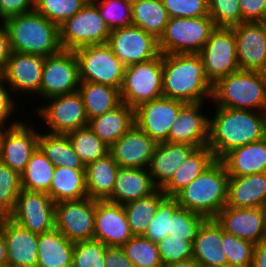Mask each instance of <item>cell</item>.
Returning a JSON list of instances; mask_svg holds the SVG:
<instances>
[{
	"label": "cell",
	"instance_id": "6da1fadb",
	"mask_svg": "<svg viewBox=\"0 0 266 267\" xmlns=\"http://www.w3.org/2000/svg\"><path fill=\"white\" fill-rule=\"evenodd\" d=\"M215 109V115L209 118L207 146L213 151L216 159H222L237 147L266 137V112L218 106H215Z\"/></svg>",
	"mask_w": 266,
	"mask_h": 267
},
{
	"label": "cell",
	"instance_id": "7a4b0ae2",
	"mask_svg": "<svg viewBox=\"0 0 266 267\" xmlns=\"http://www.w3.org/2000/svg\"><path fill=\"white\" fill-rule=\"evenodd\" d=\"M162 73L163 97L184 103L211 100L213 84L199 54H162Z\"/></svg>",
	"mask_w": 266,
	"mask_h": 267
},
{
	"label": "cell",
	"instance_id": "3957f363",
	"mask_svg": "<svg viewBox=\"0 0 266 267\" xmlns=\"http://www.w3.org/2000/svg\"><path fill=\"white\" fill-rule=\"evenodd\" d=\"M11 51L42 57L59 53V26L47 20L35 9L4 21Z\"/></svg>",
	"mask_w": 266,
	"mask_h": 267
},
{
	"label": "cell",
	"instance_id": "277c9868",
	"mask_svg": "<svg viewBox=\"0 0 266 267\" xmlns=\"http://www.w3.org/2000/svg\"><path fill=\"white\" fill-rule=\"evenodd\" d=\"M229 175L221 159H216L175 198L180 207L214 219L227 205Z\"/></svg>",
	"mask_w": 266,
	"mask_h": 267
},
{
	"label": "cell",
	"instance_id": "5b68a950",
	"mask_svg": "<svg viewBox=\"0 0 266 267\" xmlns=\"http://www.w3.org/2000/svg\"><path fill=\"white\" fill-rule=\"evenodd\" d=\"M211 99L218 107L266 112V89L256 71L238 70L219 78Z\"/></svg>",
	"mask_w": 266,
	"mask_h": 267
},
{
	"label": "cell",
	"instance_id": "8992f818",
	"mask_svg": "<svg viewBox=\"0 0 266 267\" xmlns=\"http://www.w3.org/2000/svg\"><path fill=\"white\" fill-rule=\"evenodd\" d=\"M209 16L170 18L158 39L161 54H198L215 29Z\"/></svg>",
	"mask_w": 266,
	"mask_h": 267
},
{
	"label": "cell",
	"instance_id": "52a82bcc",
	"mask_svg": "<svg viewBox=\"0 0 266 267\" xmlns=\"http://www.w3.org/2000/svg\"><path fill=\"white\" fill-rule=\"evenodd\" d=\"M110 32L98 7L88 1L59 26V41L62 50L74 51L83 46L107 44Z\"/></svg>",
	"mask_w": 266,
	"mask_h": 267
},
{
	"label": "cell",
	"instance_id": "ba28073f",
	"mask_svg": "<svg viewBox=\"0 0 266 267\" xmlns=\"http://www.w3.org/2000/svg\"><path fill=\"white\" fill-rule=\"evenodd\" d=\"M120 96L123 103L134 109L144 102L162 97V54L152 60L126 66Z\"/></svg>",
	"mask_w": 266,
	"mask_h": 267
},
{
	"label": "cell",
	"instance_id": "9c48e42d",
	"mask_svg": "<svg viewBox=\"0 0 266 267\" xmlns=\"http://www.w3.org/2000/svg\"><path fill=\"white\" fill-rule=\"evenodd\" d=\"M80 81H89L121 89L125 65L107 44L88 45L74 50Z\"/></svg>",
	"mask_w": 266,
	"mask_h": 267
},
{
	"label": "cell",
	"instance_id": "30bf717a",
	"mask_svg": "<svg viewBox=\"0 0 266 267\" xmlns=\"http://www.w3.org/2000/svg\"><path fill=\"white\" fill-rule=\"evenodd\" d=\"M80 85L79 66L76 54L71 50L47 56L42 69L39 96L47 100L78 91Z\"/></svg>",
	"mask_w": 266,
	"mask_h": 267
},
{
	"label": "cell",
	"instance_id": "8fae6325",
	"mask_svg": "<svg viewBox=\"0 0 266 267\" xmlns=\"http://www.w3.org/2000/svg\"><path fill=\"white\" fill-rule=\"evenodd\" d=\"M205 74L214 84L219 78L240 70L236 54V41L231 28L216 27L198 53Z\"/></svg>",
	"mask_w": 266,
	"mask_h": 267
},
{
	"label": "cell",
	"instance_id": "7c38bea8",
	"mask_svg": "<svg viewBox=\"0 0 266 267\" xmlns=\"http://www.w3.org/2000/svg\"><path fill=\"white\" fill-rule=\"evenodd\" d=\"M35 110L38 117L48 125V133L67 134L71 131L88 126L85 107L81 94L77 91L70 94L47 99ZM48 104V105H47Z\"/></svg>",
	"mask_w": 266,
	"mask_h": 267
},
{
	"label": "cell",
	"instance_id": "4fadbf2b",
	"mask_svg": "<svg viewBox=\"0 0 266 267\" xmlns=\"http://www.w3.org/2000/svg\"><path fill=\"white\" fill-rule=\"evenodd\" d=\"M96 199L59 201L55 204V228L69 241L79 242L94 238Z\"/></svg>",
	"mask_w": 266,
	"mask_h": 267
},
{
	"label": "cell",
	"instance_id": "5bb4252c",
	"mask_svg": "<svg viewBox=\"0 0 266 267\" xmlns=\"http://www.w3.org/2000/svg\"><path fill=\"white\" fill-rule=\"evenodd\" d=\"M107 45L125 66L146 62L161 54L158 39L133 25L111 30Z\"/></svg>",
	"mask_w": 266,
	"mask_h": 267
},
{
	"label": "cell",
	"instance_id": "9a60e30c",
	"mask_svg": "<svg viewBox=\"0 0 266 267\" xmlns=\"http://www.w3.org/2000/svg\"><path fill=\"white\" fill-rule=\"evenodd\" d=\"M55 204L46 192L22 189L8 217L30 232L41 234L55 228Z\"/></svg>",
	"mask_w": 266,
	"mask_h": 267
},
{
	"label": "cell",
	"instance_id": "2e32d148",
	"mask_svg": "<svg viewBox=\"0 0 266 267\" xmlns=\"http://www.w3.org/2000/svg\"><path fill=\"white\" fill-rule=\"evenodd\" d=\"M185 104L163 96L144 102L134 109V122L157 143L166 142L170 128Z\"/></svg>",
	"mask_w": 266,
	"mask_h": 267
},
{
	"label": "cell",
	"instance_id": "e0dca14e",
	"mask_svg": "<svg viewBox=\"0 0 266 267\" xmlns=\"http://www.w3.org/2000/svg\"><path fill=\"white\" fill-rule=\"evenodd\" d=\"M27 124L20 121L15 126L3 128L0 139V161L20 175L38 147L39 131Z\"/></svg>",
	"mask_w": 266,
	"mask_h": 267
},
{
	"label": "cell",
	"instance_id": "ac0fdd59",
	"mask_svg": "<svg viewBox=\"0 0 266 267\" xmlns=\"http://www.w3.org/2000/svg\"><path fill=\"white\" fill-rule=\"evenodd\" d=\"M223 231L253 244L266 240L265 208L225 206L214 218Z\"/></svg>",
	"mask_w": 266,
	"mask_h": 267
},
{
	"label": "cell",
	"instance_id": "d6986e66",
	"mask_svg": "<svg viewBox=\"0 0 266 267\" xmlns=\"http://www.w3.org/2000/svg\"><path fill=\"white\" fill-rule=\"evenodd\" d=\"M230 28L240 70L258 72L266 63V28L261 22H242Z\"/></svg>",
	"mask_w": 266,
	"mask_h": 267
},
{
	"label": "cell",
	"instance_id": "ffe728a7",
	"mask_svg": "<svg viewBox=\"0 0 266 267\" xmlns=\"http://www.w3.org/2000/svg\"><path fill=\"white\" fill-rule=\"evenodd\" d=\"M44 59L38 55L11 52L3 68V78L13 93L39 96Z\"/></svg>",
	"mask_w": 266,
	"mask_h": 267
},
{
	"label": "cell",
	"instance_id": "44dd1931",
	"mask_svg": "<svg viewBox=\"0 0 266 267\" xmlns=\"http://www.w3.org/2000/svg\"><path fill=\"white\" fill-rule=\"evenodd\" d=\"M157 144L134 124L109 147V153L121 168H147Z\"/></svg>",
	"mask_w": 266,
	"mask_h": 267
},
{
	"label": "cell",
	"instance_id": "7402d4cb",
	"mask_svg": "<svg viewBox=\"0 0 266 267\" xmlns=\"http://www.w3.org/2000/svg\"><path fill=\"white\" fill-rule=\"evenodd\" d=\"M133 236L122 204L96 200L93 239L106 246L122 247Z\"/></svg>",
	"mask_w": 266,
	"mask_h": 267
},
{
	"label": "cell",
	"instance_id": "603a6c76",
	"mask_svg": "<svg viewBox=\"0 0 266 267\" xmlns=\"http://www.w3.org/2000/svg\"><path fill=\"white\" fill-rule=\"evenodd\" d=\"M203 102L186 103L169 131L170 143L207 146L209 140V116L202 113Z\"/></svg>",
	"mask_w": 266,
	"mask_h": 267
},
{
	"label": "cell",
	"instance_id": "cb8c5ba5",
	"mask_svg": "<svg viewBox=\"0 0 266 267\" xmlns=\"http://www.w3.org/2000/svg\"><path fill=\"white\" fill-rule=\"evenodd\" d=\"M0 231L7 245V265L36 267L38 261V234L16 224L9 217L1 223Z\"/></svg>",
	"mask_w": 266,
	"mask_h": 267
},
{
	"label": "cell",
	"instance_id": "d4e9b609",
	"mask_svg": "<svg viewBox=\"0 0 266 267\" xmlns=\"http://www.w3.org/2000/svg\"><path fill=\"white\" fill-rule=\"evenodd\" d=\"M196 148L188 144L158 143L147 167L155 186L161 189Z\"/></svg>",
	"mask_w": 266,
	"mask_h": 267
},
{
	"label": "cell",
	"instance_id": "484cf974",
	"mask_svg": "<svg viewBox=\"0 0 266 267\" xmlns=\"http://www.w3.org/2000/svg\"><path fill=\"white\" fill-rule=\"evenodd\" d=\"M266 173L229 176L227 205L233 208H265Z\"/></svg>",
	"mask_w": 266,
	"mask_h": 267
},
{
	"label": "cell",
	"instance_id": "4316f807",
	"mask_svg": "<svg viewBox=\"0 0 266 267\" xmlns=\"http://www.w3.org/2000/svg\"><path fill=\"white\" fill-rule=\"evenodd\" d=\"M157 187L147 168H118L112 195L107 201L126 204L153 193Z\"/></svg>",
	"mask_w": 266,
	"mask_h": 267
},
{
	"label": "cell",
	"instance_id": "83f0119b",
	"mask_svg": "<svg viewBox=\"0 0 266 267\" xmlns=\"http://www.w3.org/2000/svg\"><path fill=\"white\" fill-rule=\"evenodd\" d=\"M222 247V227L215 219H206L193 241L192 258L202 267L228 264Z\"/></svg>",
	"mask_w": 266,
	"mask_h": 267
},
{
	"label": "cell",
	"instance_id": "f1b7e54d",
	"mask_svg": "<svg viewBox=\"0 0 266 267\" xmlns=\"http://www.w3.org/2000/svg\"><path fill=\"white\" fill-rule=\"evenodd\" d=\"M221 160L229 176L266 173V137L231 150Z\"/></svg>",
	"mask_w": 266,
	"mask_h": 267
},
{
	"label": "cell",
	"instance_id": "f546056e",
	"mask_svg": "<svg viewBox=\"0 0 266 267\" xmlns=\"http://www.w3.org/2000/svg\"><path fill=\"white\" fill-rule=\"evenodd\" d=\"M119 165L110 153L85 166L88 197L107 200L113 193Z\"/></svg>",
	"mask_w": 266,
	"mask_h": 267
},
{
	"label": "cell",
	"instance_id": "4dcf8cb0",
	"mask_svg": "<svg viewBox=\"0 0 266 267\" xmlns=\"http://www.w3.org/2000/svg\"><path fill=\"white\" fill-rule=\"evenodd\" d=\"M74 242L54 228L38 234L36 267H72Z\"/></svg>",
	"mask_w": 266,
	"mask_h": 267
},
{
	"label": "cell",
	"instance_id": "1f68e13d",
	"mask_svg": "<svg viewBox=\"0 0 266 267\" xmlns=\"http://www.w3.org/2000/svg\"><path fill=\"white\" fill-rule=\"evenodd\" d=\"M134 124V108L122 102L113 110L90 119L88 126L110 147Z\"/></svg>",
	"mask_w": 266,
	"mask_h": 267
},
{
	"label": "cell",
	"instance_id": "d6a6232c",
	"mask_svg": "<svg viewBox=\"0 0 266 267\" xmlns=\"http://www.w3.org/2000/svg\"><path fill=\"white\" fill-rule=\"evenodd\" d=\"M215 160L213 151L208 146L196 148L161 190L166 196L175 197Z\"/></svg>",
	"mask_w": 266,
	"mask_h": 267
},
{
	"label": "cell",
	"instance_id": "836d02e7",
	"mask_svg": "<svg viewBox=\"0 0 266 267\" xmlns=\"http://www.w3.org/2000/svg\"><path fill=\"white\" fill-rule=\"evenodd\" d=\"M81 94L88 120L113 110L122 103L120 89L89 81H80Z\"/></svg>",
	"mask_w": 266,
	"mask_h": 267
},
{
	"label": "cell",
	"instance_id": "e575fe53",
	"mask_svg": "<svg viewBox=\"0 0 266 267\" xmlns=\"http://www.w3.org/2000/svg\"><path fill=\"white\" fill-rule=\"evenodd\" d=\"M46 193L55 203L88 197L85 169L55 167L50 188Z\"/></svg>",
	"mask_w": 266,
	"mask_h": 267
},
{
	"label": "cell",
	"instance_id": "d590c367",
	"mask_svg": "<svg viewBox=\"0 0 266 267\" xmlns=\"http://www.w3.org/2000/svg\"><path fill=\"white\" fill-rule=\"evenodd\" d=\"M38 147L55 167L85 169V165L74 151L67 134L41 133L40 131Z\"/></svg>",
	"mask_w": 266,
	"mask_h": 267
},
{
	"label": "cell",
	"instance_id": "8d00e7d4",
	"mask_svg": "<svg viewBox=\"0 0 266 267\" xmlns=\"http://www.w3.org/2000/svg\"><path fill=\"white\" fill-rule=\"evenodd\" d=\"M170 19L162 0H132V25L157 39Z\"/></svg>",
	"mask_w": 266,
	"mask_h": 267
},
{
	"label": "cell",
	"instance_id": "74e56055",
	"mask_svg": "<svg viewBox=\"0 0 266 267\" xmlns=\"http://www.w3.org/2000/svg\"><path fill=\"white\" fill-rule=\"evenodd\" d=\"M165 197V193L157 188L153 193L123 205L130 231L134 236L143 235L152 222L159 203Z\"/></svg>",
	"mask_w": 266,
	"mask_h": 267
},
{
	"label": "cell",
	"instance_id": "f35d334b",
	"mask_svg": "<svg viewBox=\"0 0 266 267\" xmlns=\"http://www.w3.org/2000/svg\"><path fill=\"white\" fill-rule=\"evenodd\" d=\"M54 171L55 166L37 147L21 174L22 189L47 192L50 188Z\"/></svg>",
	"mask_w": 266,
	"mask_h": 267
},
{
	"label": "cell",
	"instance_id": "ab89813d",
	"mask_svg": "<svg viewBox=\"0 0 266 267\" xmlns=\"http://www.w3.org/2000/svg\"><path fill=\"white\" fill-rule=\"evenodd\" d=\"M67 136L85 166L109 153V146L89 126L71 131Z\"/></svg>",
	"mask_w": 266,
	"mask_h": 267
},
{
	"label": "cell",
	"instance_id": "60d3db41",
	"mask_svg": "<svg viewBox=\"0 0 266 267\" xmlns=\"http://www.w3.org/2000/svg\"><path fill=\"white\" fill-rule=\"evenodd\" d=\"M122 248L135 267H163L157 243L142 235L133 236Z\"/></svg>",
	"mask_w": 266,
	"mask_h": 267
},
{
	"label": "cell",
	"instance_id": "b9f144b4",
	"mask_svg": "<svg viewBox=\"0 0 266 267\" xmlns=\"http://www.w3.org/2000/svg\"><path fill=\"white\" fill-rule=\"evenodd\" d=\"M87 2L88 0H34V9L50 22L60 26Z\"/></svg>",
	"mask_w": 266,
	"mask_h": 267
},
{
	"label": "cell",
	"instance_id": "7bdbcfd3",
	"mask_svg": "<svg viewBox=\"0 0 266 267\" xmlns=\"http://www.w3.org/2000/svg\"><path fill=\"white\" fill-rule=\"evenodd\" d=\"M110 30L132 25V0H93Z\"/></svg>",
	"mask_w": 266,
	"mask_h": 267
},
{
	"label": "cell",
	"instance_id": "ee69618b",
	"mask_svg": "<svg viewBox=\"0 0 266 267\" xmlns=\"http://www.w3.org/2000/svg\"><path fill=\"white\" fill-rule=\"evenodd\" d=\"M22 190L21 175L0 161V212L8 217Z\"/></svg>",
	"mask_w": 266,
	"mask_h": 267
},
{
	"label": "cell",
	"instance_id": "f6af8a7d",
	"mask_svg": "<svg viewBox=\"0 0 266 267\" xmlns=\"http://www.w3.org/2000/svg\"><path fill=\"white\" fill-rule=\"evenodd\" d=\"M206 218L186 208L178 207L170 218L168 235L183 238L193 243L200 226Z\"/></svg>",
	"mask_w": 266,
	"mask_h": 267
},
{
	"label": "cell",
	"instance_id": "bcb514c9",
	"mask_svg": "<svg viewBox=\"0 0 266 267\" xmlns=\"http://www.w3.org/2000/svg\"><path fill=\"white\" fill-rule=\"evenodd\" d=\"M178 207L179 204L175 197L166 196L159 203L152 222L142 236L155 243L165 238L170 232V218Z\"/></svg>",
	"mask_w": 266,
	"mask_h": 267
},
{
	"label": "cell",
	"instance_id": "7dc6e473",
	"mask_svg": "<svg viewBox=\"0 0 266 267\" xmlns=\"http://www.w3.org/2000/svg\"><path fill=\"white\" fill-rule=\"evenodd\" d=\"M222 249L232 267H251L254 244L222 229Z\"/></svg>",
	"mask_w": 266,
	"mask_h": 267
},
{
	"label": "cell",
	"instance_id": "c3c4849f",
	"mask_svg": "<svg viewBox=\"0 0 266 267\" xmlns=\"http://www.w3.org/2000/svg\"><path fill=\"white\" fill-rule=\"evenodd\" d=\"M106 247L95 239L75 242L72 267H104Z\"/></svg>",
	"mask_w": 266,
	"mask_h": 267
},
{
	"label": "cell",
	"instance_id": "681fc988",
	"mask_svg": "<svg viewBox=\"0 0 266 267\" xmlns=\"http://www.w3.org/2000/svg\"><path fill=\"white\" fill-rule=\"evenodd\" d=\"M192 244L189 240L170 235L157 242L163 266L192 258Z\"/></svg>",
	"mask_w": 266,
	"mask_h": 267
},
{
	"label": "cell",
	"instance_id": "f907efd6",
	"mask_svg": "<svg viewBox=\"0 0 266 267\" xmlns=\"http://www.w3.org/2000/svg\"><path fill=\"white\" fill-rule=\"evenodd\" d=\"M209 17L215 27L230 28L241 24L239 0H208Z\"/></svg>",
	"mask_w": 266,
	"mask_h": 267
},
{
	"label": "cell",
	"instance_id": "816d5d0a",
	"mask_svg": "<svg viewBox=\"0 0 266 267\" xmlns=\"http://www.w3.org/2000/svg\"><path fill=\"white\" fill-rule=\"evenodd\" d=\"M170 18L209 16L208 0H162Z\"/></svg>",
	"mask_w": 266,
	"mask_h": 267
},
{
	"label": "cell",
	"instance_id": "f5cc1de1",
	"mask_svg": "<svg viewBox=\"0 0 266 267\" xmlns=\"http://www.w3.org/2000/svg\"><path fill=\"white\" fill-rule=\"evenodd\" d=\"M4 82V78L0 79V127L5 128L6 126L7 128L17 125L20 121L12 120V122H10V126L8 125V123H6L8 120H10L8 118L14 115L13 113L16 110L15 107L18 104H16L17 101L14 100L15 98L11 95L12 89L8 86L7 83L5 87Z\"/></svg>",
	"mask_w": 266,
	"mask_h": 267
},
{
	"label": "cell",
	"instance_id": "db71d44e",
	"mask_svg": "<svg viewBox=\"0 0 266 267\" xmlns=\"http://www.w3.org/2000/svg\"><path fill=\"white\" fill-rule=\"evenodd\" d=\"M241 23L261 22L266 13V0H239Z\"/></svg>",
	"mask_w": 266,
	"mask_h": 267
},
{
	"label": "cell",
	"instance_id": "11a10c76",
	"mask_svg": "<svg viewBox=\"0 0 266 267\" xmlns=\"http://www.w3.org/2000/svg\"><path fill=\"white\" fill-rule=\"evenodd\" d=\"M34 10V0H0V18L6 19Z\"/></svg>",
	"mask_w": 266,
	"mask_h": 267
},
{
	"label": "cell",
	"instance_id": "9f6ffc18",
	"mask_svg": "<svg viewBox=\"0 0 266 267\" xmlns=\"http://www.w3.org/2000/svg\"><path fill=\"white\" fill-rule=\"evenodd\" d=\"M104 267H135L126 257L122 247L107 246L104 258Z\"/></svg>",
	"mask_w": 266,
	"mask_h": 267
},
{
	"label": "cell",
	"instance_id": "6f0895ef",
	"mask_svg": "<svg viewBox=\"0 0 266 267\" xmlns=\"http://www.w3.org/2000/svg\"><path fill=\"white\" fill-rule=\"evenodd\" d=\"M0 24V65L4 68L12 51L7 28L4 22Z\"/></svg>",
	"mask_w": 266,
	"mask_h": 267
},
{
	"label": "cell",
	"instance_id": "680465c9",
	"mask_svg": "<svg viewBox=\"0 0 266 267\" xmlns=\"http://www.w3.org/2000/svg\"><path fill=\"white\" fill-rule=\"evenodd\" d=\"M251 267H266V240L254 244Z\"/></svg>",
	"mask_w": 266,
	"mask_h": 267
},
{
	"label": "cell",
	"instance_id": "91938a15",
	"mask_svg": "<svg viewBox=\"0 0 266 267\" xmlns=\"http://www.w3.org/2000/svg\"><path fill=\"white\" fill-rule=\"evenodd\" d=\"M7 265V245L3 234L0 231V266Z\"/></svg>",
	"mask_w": 266,
	"mask_h": 267
},
{
	"label": "cell",
	"instance_id": "94428289",
	"mask_svg": "<svg viewBox=\"0 0 266 267\" xmlns=\"http://www.w3.org/2000/svg\"><path fill=\"white\" fill-rule=\"evenodd\" d=\"M163 267H202L195 259L190 258L180 262L168 264Z\"/></svg>",
	"mask_w": 266,
	"mask_h": 267
},
{
	"label": "cell",
	"instance_id": "6125c7cd",
	"mask_svg": "<svg viewBox=\"0 0 266 267\" xmlns=\"http://www.w3.org/2000/svg\"><path fill=\"white\" fill-rule=\"evenodd\" d=\"M258 72L263 80V83L266 89V63L263 65V67Z\"/></svg>",
	"mask_w": 266,
	"mask_h": 267
},
{
	"label": "cell",
	"instance_id": "be15d7a7",
	"mask_svg": "<svg viewBox=\"0 0 266 267\" xmlns=\"http://www.w3.org/2000/svg\"><path fill=\"white\" fill-rule=\"evenodd\" d=\"M6 216L2 213V212H0V226H1V223H2V221H3V219L5 218Z\"/></svg>",
	"mask_w": 266,
	"mask_h": 267
},
{
	"label": "cell",
	"instance_id": "e7e4bbea",
	"mask_svg": "<svg viewBox=\"0 0 266 267\" xmlns=\"http://www.w3.org/2000/svg\"><path fill=\"white\" fill-rule=\"evenodd\" d=\"M212 267H232L228 264H221V265H217V266H212Z\"/></svg>",
	"mask_w": 266,
	"mask_h": 267
},
{
	"label": "cell",
	"instance_id": "03108f58",
	"mask_svg": "<svg viewBox=\"0 0 266 267\" xmlns=\"http://www.w3.org/2000/svg\"><path fill=\"white\" fill-rule=\"evenodd\" d=\"M261 23L264 25V27L266 28V13L265 16L263 18V20L261 21Z\"/></svg>",
	"mask_w": 266,
	"mask_h": 267
},
{
	"label": "cell",
	"instance_id": "003e7915",
	"mask_svg": "<svg viewBox=\"0 0 266 267\" xmlns=\"http://www.w3.org/2000/svg\"><path fill=\"white\" fill-rule=\"evenodd\" d=\"M3 78V67L0 65V79Z\"/></svg>",
	"mask_w": 266,
	"mask_h": 267
},
{
	"label": "cell",
	"instance_id": "a7ac6f4b",
	"mask_svg": "<svg viewBox=\"0 0 266 267\" xmlns=\"http://www.w3.org/2000/svg\"><path fill=\"white\" fill-rule=\"evenodd\" d=\"M2 129H3V128H2V127H0V139H1V132H2Z\"/></svg>",
	"mask_w": 266,
	"mask_h": 267
},
{
	"label": "cell",
	"instance_id": "89a4df30",
	"mask_svg": "<svg viewBox=\"0 0 266 267\" xmlns=\"http://www.w3.org/2000/svg\"><path fill=\"white\" fill-rule=\"evenodd\" d=\"M0 267H11V266H9V265H4V266H0Z\"/></svg>",
	"mask_w": 266,
	"mask_h": 267
}]
</instances>
